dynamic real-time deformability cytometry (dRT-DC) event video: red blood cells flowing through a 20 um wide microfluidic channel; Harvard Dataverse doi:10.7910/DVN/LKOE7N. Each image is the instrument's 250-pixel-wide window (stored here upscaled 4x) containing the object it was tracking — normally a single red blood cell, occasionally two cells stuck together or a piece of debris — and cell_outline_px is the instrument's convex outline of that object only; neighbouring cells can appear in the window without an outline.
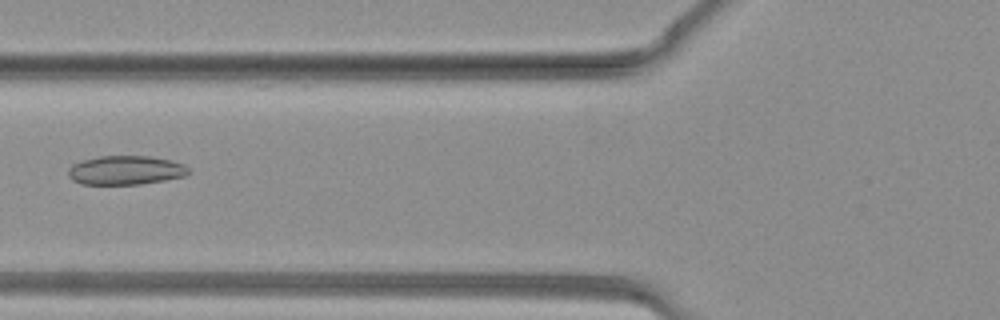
{"species": "common noctule bat (a hibernating species)", "species_latin": "Nyctalus noctula", "temperature_condition": "warm", "stored_images_in_passage": 38, "camera_frame_rate_fps": 3000, "um_per_image_px": 0.085, "animal": {"sex": "female", "body_mass_g": 19.3, "forearm_length_mm": 54.1}, "frame": {"image": 1, "passage_image": 15, "time_ms": 4.667, "image_size_px": [1000, 320], "cell_outline_px": [[192, 172], [184, 176], [164, 180], [140, 184], [80, 184], [72, 180], [68, 176], [68, 168], [72, 164], [84, 160], [100, 156], [152, 156], [172, 160], [184, 164]], "centroid_in_image_um": [10.69, 14.46], "position_along_channel_um": 115.1, "area_um2": 20.46}}
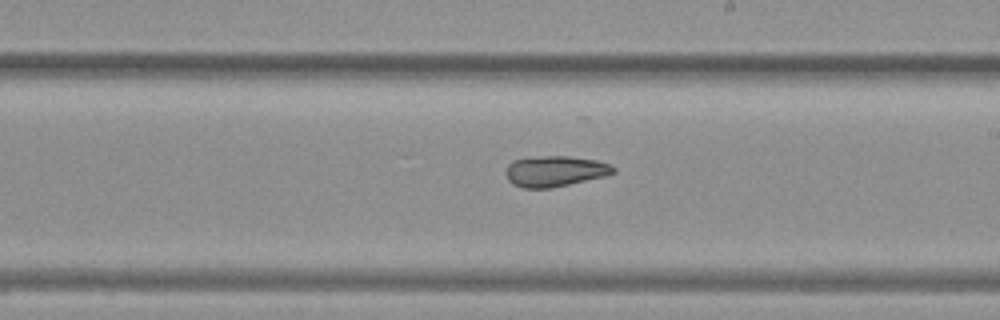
{"frame": {"image": 2, "passage_image": 22, "time_ms": 7.0, "image_size_px": [1000, 320], "cell_outline_px": [[616, 172], [608, 176], [552, 188], [520, 188], [512, 184], [508, 180], [504, 172], [508, 164], [512, 160], [544, 156], [568, 156], [596, 160], [608, 164], [616, 168]], "centroid_in_image_um": [47.17, 14.57], "position_along_channel_um": 241.8, "area_um2": 19.54}}
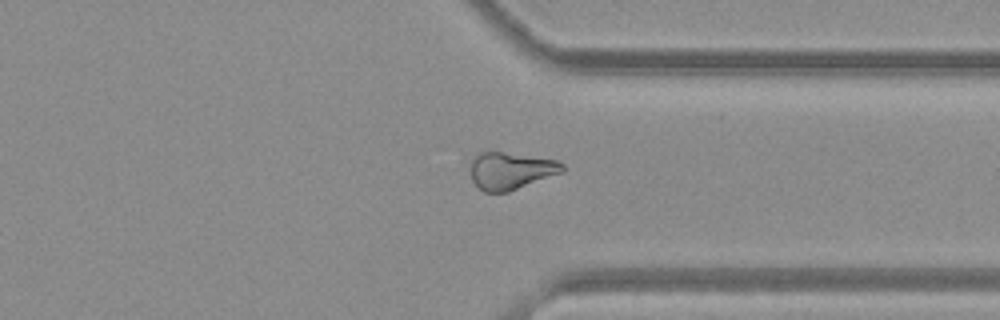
{"frame": {"image": 3, "passage_image": 29, "time_ms": 9.333, "image_size_px": [1000, 320], "cell_outline_px": [[564, 172], [508, 192], [484, 192], [472, 180], [472, 160], [480, 152], [500, 152], [560, 160], [564, 164]], "centroid_in_image_um": [43.47, 14.52], "position_along_channel_um": 367.9, "area_um2": 19.77}}